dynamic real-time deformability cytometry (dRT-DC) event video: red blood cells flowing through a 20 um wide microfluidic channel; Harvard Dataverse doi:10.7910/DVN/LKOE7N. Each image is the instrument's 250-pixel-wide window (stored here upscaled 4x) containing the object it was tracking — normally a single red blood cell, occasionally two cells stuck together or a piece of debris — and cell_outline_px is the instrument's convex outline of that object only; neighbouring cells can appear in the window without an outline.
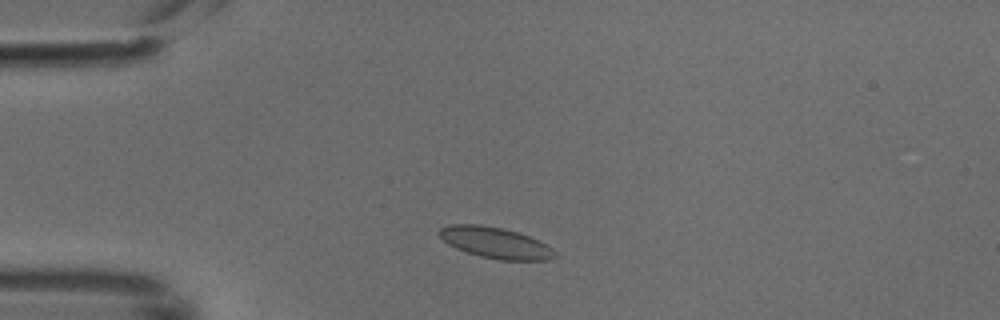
{"species": "common noctule bat (a hibernating species)", "species_latin": "Nyctalus noctula", "temperature_condition": "cold", "stored_images_in_passage": 4, "camera_frame_rate_fps": 3000, "um_per_image_px": 0.085, "animal": {"sex": "male", "body_mass_g": 18.8}, "frame": {"image": 1, "passage_image": 2, "time_ms": 0.333, "image_size_px": [1000, 320], "cell_outline_px": [[556, 256], [548, 260], [500, 260], [480, 256], [456, 248], [448, 244], [436, 232], [440, 228], [452, 224], [480, 224], [504, 228], [528, 236], [552, 248], [556, 252]], "centroid_in_image_um": [42.08, 20.63], "position_along_channel_um": 42.9, "area_um2": 20.75}}
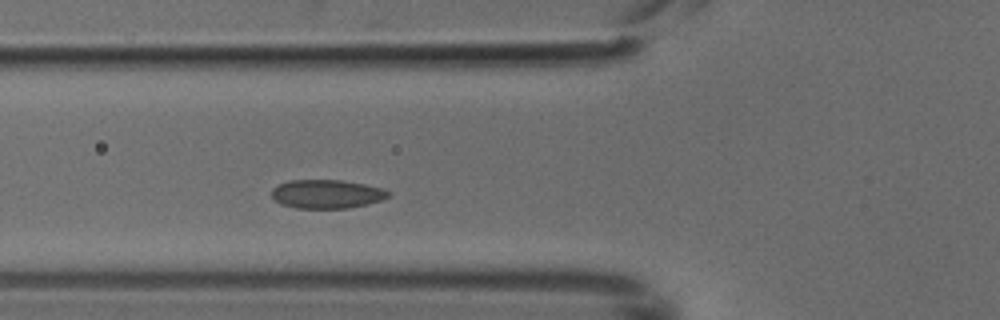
{"frame": {"image": 2, "passage_image": 4, "time_ms": 1.0, "image_size_px": [1000, 320], "cell_outline_px": [[392, 192], [384, 200], [368, 204], [348, 208], [296, 208], [280, 204], [272, 196], [272, 188], [276, 184], [288, 180], [340, 180], [364, 184], [380, 188]], "centroid_in_image_um": [27.76, 16.49], "position_along_channel_um": 98.0, "area_um2": 19.65}}